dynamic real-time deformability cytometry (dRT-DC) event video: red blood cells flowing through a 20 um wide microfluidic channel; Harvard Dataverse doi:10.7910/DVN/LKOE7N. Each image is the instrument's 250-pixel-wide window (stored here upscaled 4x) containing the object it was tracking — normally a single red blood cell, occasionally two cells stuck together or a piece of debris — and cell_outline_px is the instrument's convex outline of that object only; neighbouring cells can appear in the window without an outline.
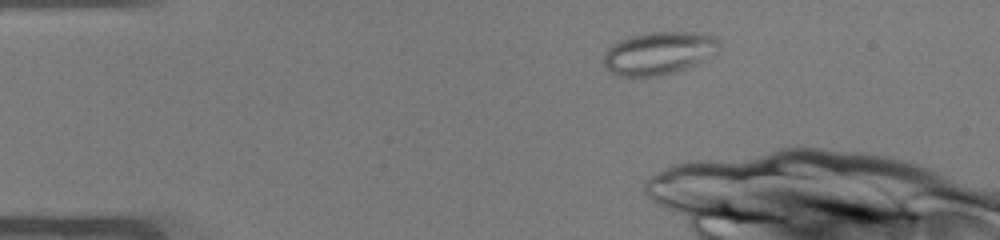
{"species": "common noctule bat (a hibernating species)", "species_latin": "Nyctalus noctula", "temperature_condition": "warm", "stored_images_in_passage": 14, "camera_frame_rate_fps": 3000, "um_per_image_px": 0.085, "animal": {"sex": "male", "body_mass_g": 19.0, "forearm_length_mm": 50.8}, "frame": {"image": 1, "passage_image": 1, "time_ms": 0.0, "image_size_px": [1000, 240], "cell_outline_px": [[720, 48], [696, 64], [672, 72], [656, 76], [616, 76], [604, 64], [604, 56], [608, 48], [616, 40], [628, 36], [648, 32], [708, 32], [720, 36]], "centroid_in_image_um": [56.02, 4.47], "position_along_channel_um": 29.0, "area_um2": 29.02}}
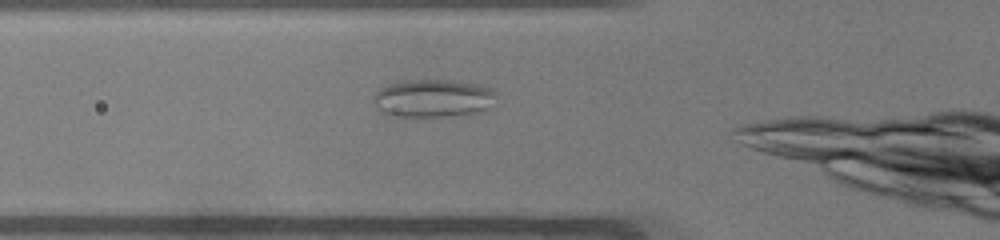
{"frame": {"image": 2, "passage_image": 10, "time_ms": 3.0, "image_size_px": [1000, 240], "cell_outline_px": [[496, 108], [480, 112], [444, 116], [388, 116], [372, 100], [372, 96], [380, 88], [388, 84], [408, 80], [448, 80], [480, 84], [492, 88], [496, 92]], "centroid_in_image_um": [36.91, 8.35], "position_along_channel_um": 88.9, "area_um2": 27.51}}